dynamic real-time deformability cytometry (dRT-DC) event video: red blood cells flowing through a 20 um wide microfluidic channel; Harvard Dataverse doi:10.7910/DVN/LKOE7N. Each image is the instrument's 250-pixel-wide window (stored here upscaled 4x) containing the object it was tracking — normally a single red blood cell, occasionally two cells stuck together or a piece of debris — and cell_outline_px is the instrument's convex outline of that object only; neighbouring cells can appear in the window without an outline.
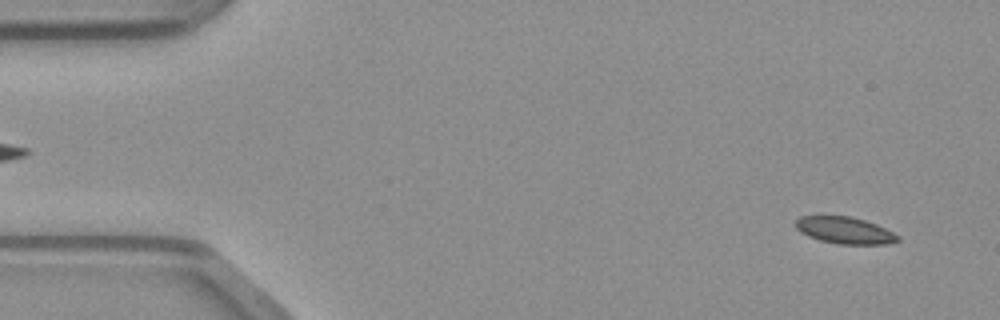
{"species": "common noctule bat (a hibernating species)", "species_latin": "Nyctalus noctula", "temperature_condition": "warm", "stored_images_in_passage": 48, "camera_frame_rate_fps": 3000, "um_per_image_px": 0.085, "animal": {"sex": "male", "body_mass_g": 23.1, "forearm_length_mm": 52.7}, "frame": {"image": 1, "passage_image": 3, "time_ms": 0.667, "image_size_px": [1000, 320], "cell_outline_px": [[900, 240], [888, 244], [840, 244], [820, 240], [808, 236], [800, 232], [796, 228], [796, 220], [800, 216], [848, 216], [864, 220], [876, 224], [900, 236]], "centroid_in_image_um": [71.81, 19.58], "position_along_channel_um": 13.2, "area_um2": 15.84}}
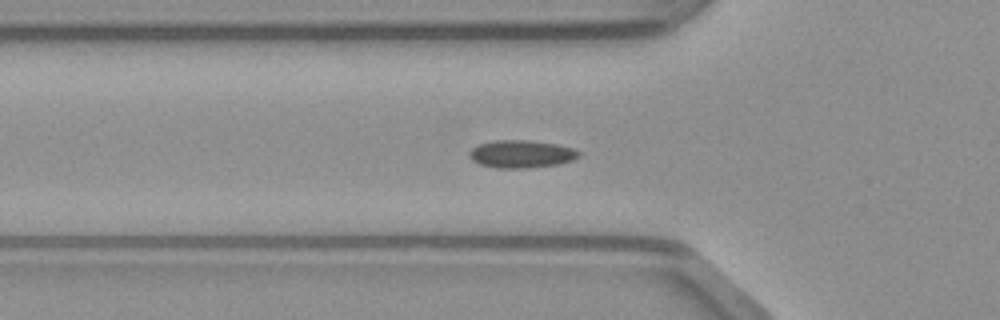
{"frame": {"image": 2, "passage_image": 16, "time_ms": 5.0, "image_size_px": [1000, 320], "cell_outline_px": [[580, 156], [572, 160], [556, 164], [528, 168], [496, 168], [480, 164], [472, 160], [468, 156], [468, 152], [472, 148], [480, 144], [496, 140], [524, 140], [556, 144], [572, 148], [580, 152]], "centroid_in_image_um": [44.28, 13.09], "position_along_channel_um": 81.5, "area_um2": 17.51}}
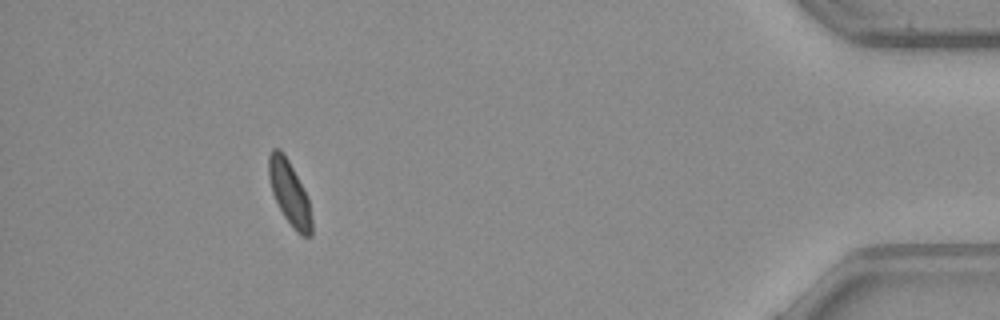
{"frame": {"image": 3, "passage_image": 44, "time_ms": 14.333, "image_size_px": [1000, 320], "cell_outline_px": [[312, 236], [300, 236], [296, 232], [284, 216], [272, 192], [268, 176], [268, 156], [272, 148], [280, 148], [288, 160], [308, 196], [312, 220]], "centroid_in_image_um": [24.61, 16.41], "position_along_channel_um": 410.6, "area_um2": 16.07}}